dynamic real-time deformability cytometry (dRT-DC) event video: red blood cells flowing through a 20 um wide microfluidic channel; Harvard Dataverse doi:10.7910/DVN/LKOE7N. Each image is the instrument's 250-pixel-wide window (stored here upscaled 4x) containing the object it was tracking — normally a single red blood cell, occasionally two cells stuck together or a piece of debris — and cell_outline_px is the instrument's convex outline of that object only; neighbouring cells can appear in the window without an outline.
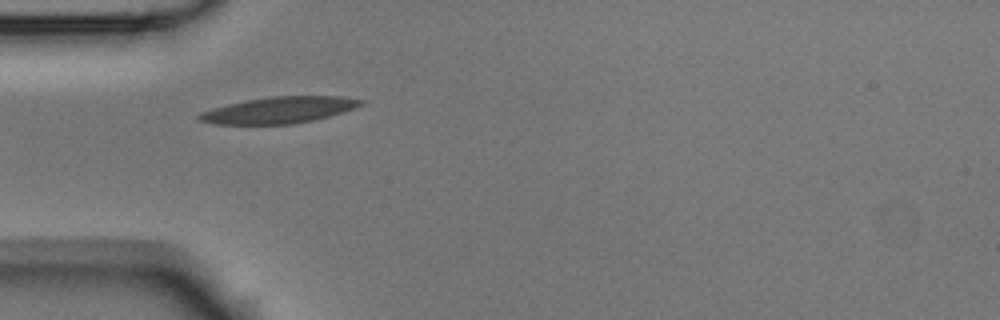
{"species": "Egyptian fruit bat (a non-hibernating species)", "species_latin": "Rousettus aegyptiacus", "temperature_condition": "room temperature", "stored_images_in_passage": 6, "camera_frame_rate_fps": 3000, "um_per_image_px": 0.085, "animal": {"sex": "male"}, "frame": {"image": 1, "passage_image": 1, "time_ms": 0.0, "image_size_px": [1000, 320], "cell_outline_px": [[364, 104], [356, 108], [328, 116], [312, 120], [292, 124], [212, 124], [196, 120], [196, 116], [200, 112], [212, 108], [228, 104], [248, 100], [272, 96], [340, 96], [364, 100]], "centroid_in_image_um": [23.69, 9.35], "position_along_channel_um": 61.3, "area_um2": 24.85}}
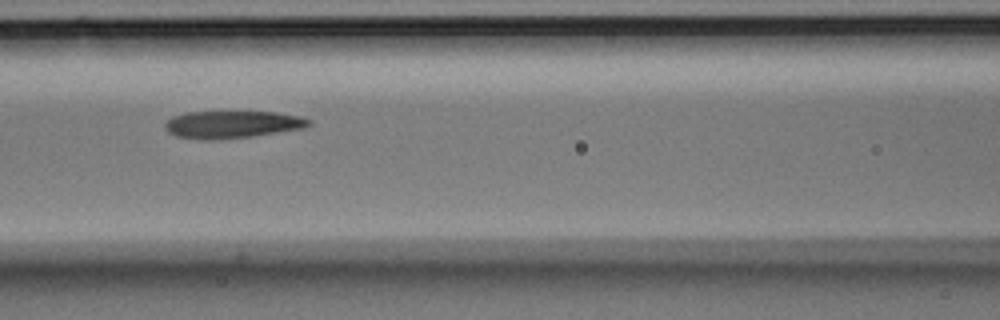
{"frame": {"image": 2, "passage_image": 3, "time_ms": 0.667, "image_size_px": [1000, 320], "cell_outline_px": [[312, 124], [304, 128], [248, 136], [212, 140], [176, 136], [168, 132], [164, 128], [164, 124], [172, 116], [184, 112], [276, 112], [300, 116], [312, 120]], "centroid_in_image_um": [19.72, 10.56], "position_along_channel_um": 146.9, "area_um2": 22.72}}
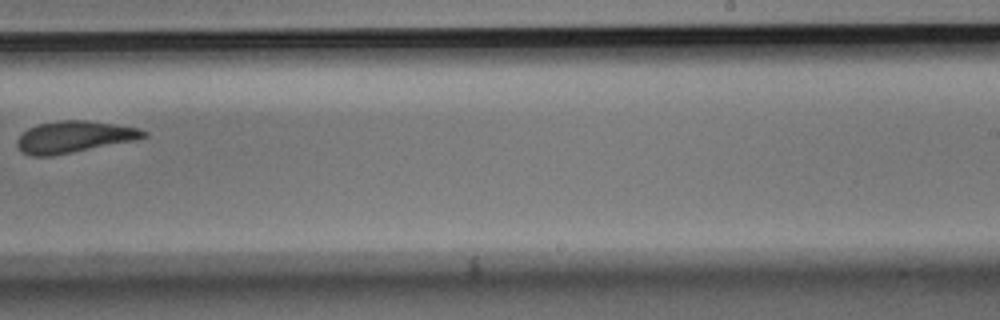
{"frame": {"image": 3, "passage_image": 6, "time_ms": 1.667, "image_size_px": [1000, 320], "cell_outline_px": [[148, 136], [136, 140], [52, 156], [32, 156], [24, 152], [16, 144], [16, 140], [28, 128], [36, 124], [60, 120], [88, 120], [116, 124], [140, 128], [148, 132]], "centroid_in_image_um": [6.33, 11.62], "position_along_channel_um": 282.7, "area_um2": 23.41}}